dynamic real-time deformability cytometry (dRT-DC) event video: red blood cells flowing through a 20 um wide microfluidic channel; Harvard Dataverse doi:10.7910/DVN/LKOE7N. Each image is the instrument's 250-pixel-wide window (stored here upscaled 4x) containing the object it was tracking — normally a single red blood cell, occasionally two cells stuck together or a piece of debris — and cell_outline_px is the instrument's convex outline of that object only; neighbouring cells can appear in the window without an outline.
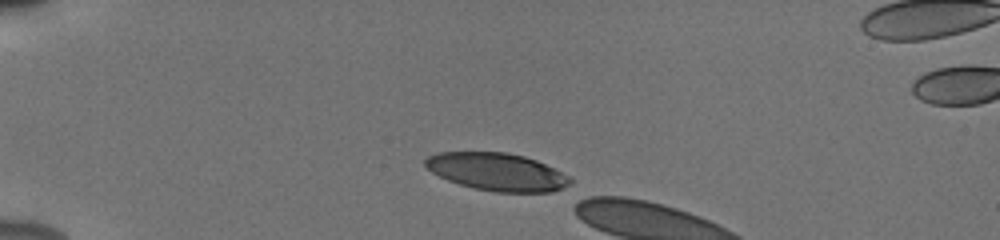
{"species": "human", "species_latin": "Homo sapiens", "temperature_condition": "cold", "stored_images_in_passage": 4, "camera_frame_rate_fps": 3000, "um_per_image_px": 0.085, "donor": {"sex": "male"}, "frame": {"image": 1, "passage_image": 1, "time_ms": 0.0, "image_size_px": [1000, 240], "cell_outline_px": [[572, 180], [568, 184], [552, 192], [496, 192], [476, 188], [460, 184], [448, 180], [432, 172], [424, 164], [424, 160], [428, 156], [436, 152], [508, 152], [524, 156], [536, 160], [568, 176]], "centroid_in_image_um": [42.21, 14.59], "position_along_channel_um": 42.8, "area_um2": 31.44}}